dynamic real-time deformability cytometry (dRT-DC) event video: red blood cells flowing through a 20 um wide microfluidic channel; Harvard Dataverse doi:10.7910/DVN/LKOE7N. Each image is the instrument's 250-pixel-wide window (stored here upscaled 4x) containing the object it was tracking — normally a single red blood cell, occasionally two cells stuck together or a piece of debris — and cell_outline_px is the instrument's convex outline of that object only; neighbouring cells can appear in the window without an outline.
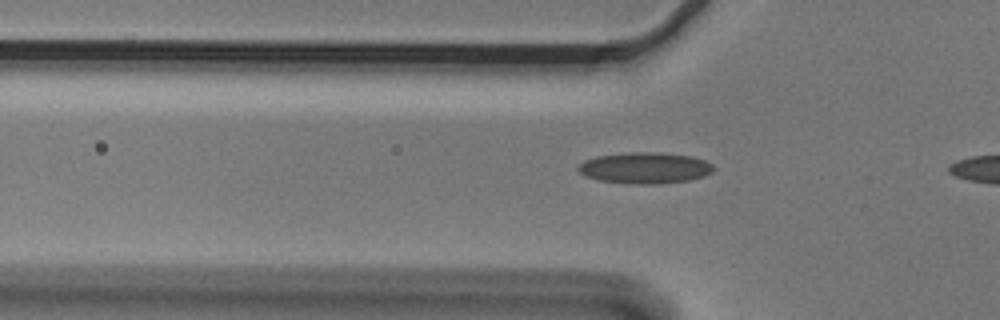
{"species": "Egyptian fruit bat (a non-hibernating species)", "species_latin": "Rousettus aegyptiacus", "temperature_condition": "cold", "stored_images_in_passage": 12, "camera_frame_rate_fps": 3000, "um_per_image_px": 0.085, "animal": {"sex": "male"}, "frame": {"image": 1, "passage_image": 10, "time_ms": 3.0, "image_size_px": [1000, 320], "cell_outline_px": [[716, 168], [712, 172], [704, 176], [688, 180], [660, 184], [628, 184], [596, 180], [584, 176], [576, 168], [584, 160], [596, 156], [628, 152], [660, 152], [692, 156], [704, 160], [712, 164]], "centroid_in_image_um": [54.8, 14.28], "position_along_channel_um": 71.0, "area_um2": 24.97}}